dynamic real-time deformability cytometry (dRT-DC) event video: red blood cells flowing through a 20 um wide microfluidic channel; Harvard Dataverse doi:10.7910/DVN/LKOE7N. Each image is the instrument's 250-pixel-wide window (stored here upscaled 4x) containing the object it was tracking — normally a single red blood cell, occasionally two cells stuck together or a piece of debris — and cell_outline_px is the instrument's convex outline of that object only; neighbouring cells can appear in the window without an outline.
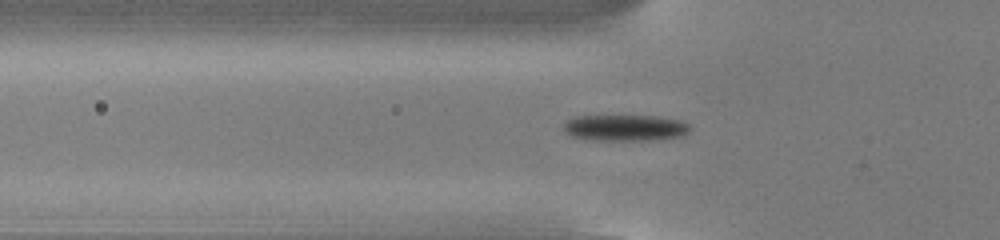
{"species": "common noctule bat (a hibernating species)", "species_latin": "Nyctalus noctula", "temperature_condition": "cold", "stored_images_in_passage": 45, "camera_frame_rate_fps": 3000, "um_per_image_px": 0.085, "animal": {"sex": "male", "body_mass_g": 13.0, "forearm_length_mm": 53.1}, "frame": {"image": 1, "passage_image": 10, "time_ms": 3.0, "image_size_px": [1000, 240], "cell_outline_px": [[692, 128], [684, 136], [652, 140], [592, 140], [572, 136], [564, 128], [564, 124], [572, 116], [656, 116], [684, 120]], "centroid_in_image_um": [53.21, 10.86], "position_along_channel_um": 72.6, "area_um2": 19.42}}
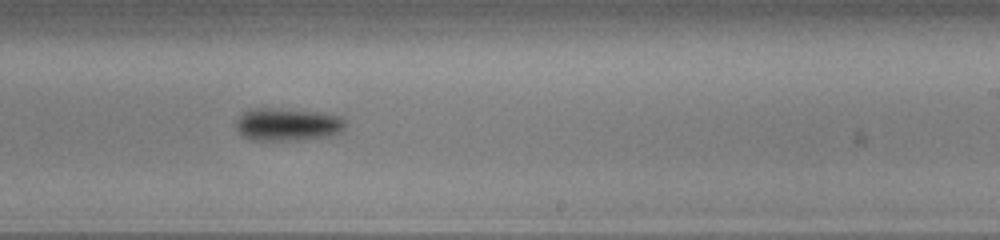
{"frame": {"image": 2, "passage_image": 25, "time_ms": 8.0, "image_size_px": [1000, 240], "cell_outline_px": [[344, 128], [340, 132], [332, 136], [296, 140], [252, 140], [244, 136], [236, 128], [236, 120], [244, 112], [252, 108], [268, 108], [316, 112], [340, 116], [344, 120]], "centroid_in_image_um": [24.43, 10.59], "position_along_channel_um": 264.6, "area_um2": 20.63}}
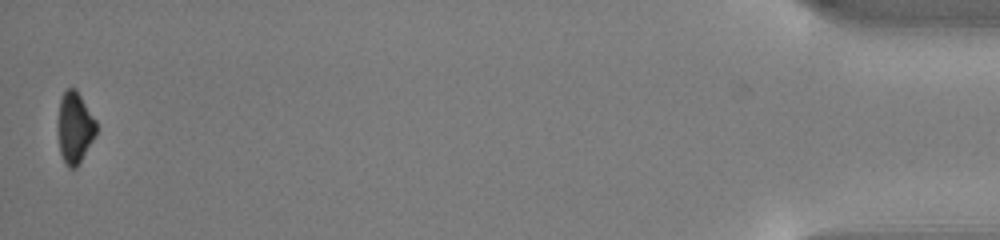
{"frame": {"image": 3, "passage_image": 45, "time_ms": 14.667, "image_size_px": [1000, 240], "cell_outline_px": [[96, 132], [92, 140], [76, 168], [68, 168], [60, 152], [60, 100], [64, 92], [68, 88], [76, 88], [96, 120]], "centroid_in_image_um": [6.39, 10.83], "position_along_channel_um": 428.8, "area_um2": 15.2}, "authors_computed_cell_mechanics": {"area_um2": 19.2474, "velocity_mm_per_s": 3.8474, "shape_relaxation_time_tau1_ms": 1.4782, "shape_relaxation_time_tau2_ms": null, "deformation_change_tau1": 0.1159, "deformation_change_tau2": null}}